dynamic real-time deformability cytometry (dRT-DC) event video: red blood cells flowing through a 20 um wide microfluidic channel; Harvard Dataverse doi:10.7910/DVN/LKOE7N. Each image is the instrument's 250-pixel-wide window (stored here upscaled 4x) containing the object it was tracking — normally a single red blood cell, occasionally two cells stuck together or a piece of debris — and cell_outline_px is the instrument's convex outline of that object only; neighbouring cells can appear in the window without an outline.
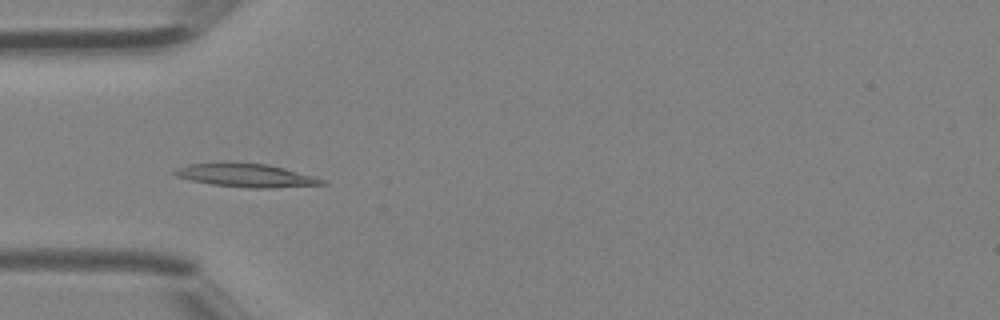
{"species": "Egyptian fruit bat (a non-hibernating species)", "species_latin": "Rousettus aegyptiacus", "temperature_condition": "room temperature", "stored_images_in_passage": 40, "camera_frame_rate_fps": 3000, "um_per_image_px": 0.085, "animal": {"sex": "female"}, "frame": {"image": 1, "passage_image": 12, "time_ms": 3.667, "image_size_px": [1000, 320], "cell_outline_px": [[328, 184], [272, 188], [252, 188], [212, 184], [192, 180], [176, 176], [172, 172], [176, 168], [188, 164], [224, 160], [232, 160], [268, 164], [284, 168], [312, 176], [324, 180]], "centroid_in_image_um": [20.85, 14.86], "position_along_channel_um": 64.1, "area_um2": 20.58}}
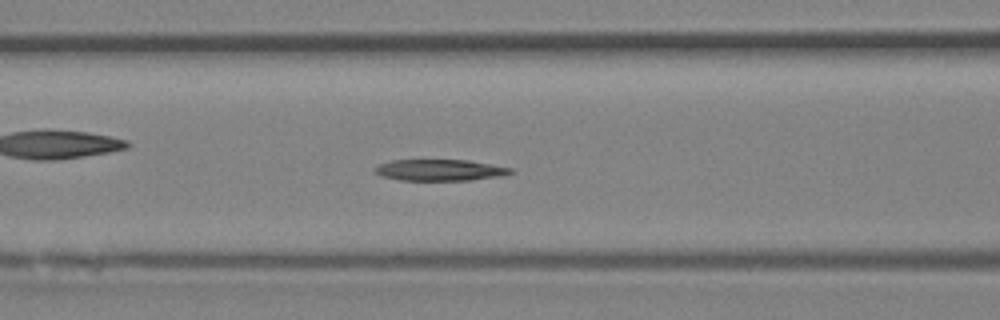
{"frame": {"image": 2, "passage_image": 16, "time_ms": 5.0, "image_size_px": [1000, 320], "cell_outline_px": [[516, 172], [504, 176], [468, 180], [400, 180], [380, 176], [372, 172], [380, 164], [392, 160], [468, 160], [512, 168]], "centroid_in_image_um": [37.41, 14.46], "position_along_channel_um": 129.2, "area_um2": 16.94}}
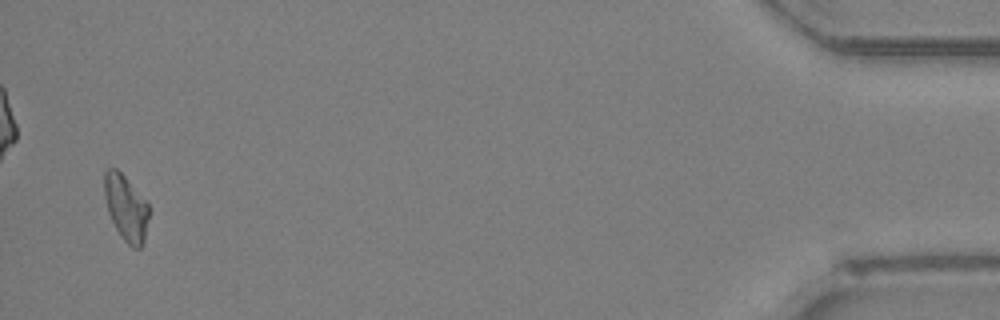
{"frame": {"image": 3, "passage_image": 39, "time_ms": 12.667, "image_size_px": [1000, 320], "cell_outline_px": [[148, 216], [144, 240], [140, 248], [132, 248], [120, 236], [108, 212], [104, 196], [104, 172], [108, 168], [116, 168], [124, 176], [148, 204]], "centroid_in_image_um": [10.68, 17.67], "position_along_channel_um": 424.5, "area_um2": 16.76}}